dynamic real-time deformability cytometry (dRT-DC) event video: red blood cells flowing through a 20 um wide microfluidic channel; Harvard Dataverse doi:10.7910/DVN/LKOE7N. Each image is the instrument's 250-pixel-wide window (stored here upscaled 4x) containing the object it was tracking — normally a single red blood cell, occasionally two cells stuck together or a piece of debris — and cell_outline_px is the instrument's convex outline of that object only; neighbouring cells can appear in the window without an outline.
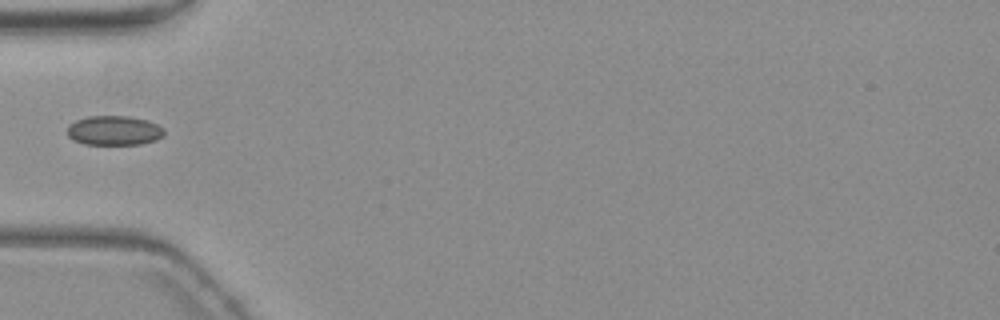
{"species": "common noctule bat (a hibernating species)", "species_latin": "Nyctalus noctula", "temperature_condition": "warm", "stored_images_in_passage": 3, "camera_frame_rate_fps": 3000, "um_per_image_px": 0.085, "animal": {"sex": "female", "body_mass_g": 19.3, "forearm_length_mm": 54.1}, "frame": {"image": 1, "passage_image": 3, "time_ms": 2.333, "image_size_px": [1000, 320], "cell_outline_px": [[164, 136], [156, 140], [140, 144], [84, 144], [72, 140], [68, 136], [68, 124], [76, 120], [88, 116], [128, 116], [148, 120], [164, 128]], "centroid_in_image_um": [9.7, 11.09], "position_along_channel_um": 75.3, "area_um2": 16.76}}